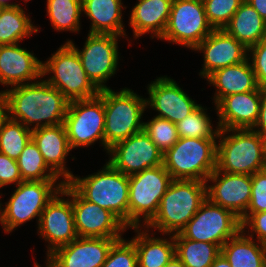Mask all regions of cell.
<instances>
[{
  "label": "cell",
  "mask_w": 266,
  "mask_h": 267,
  "mask_svg": "<svg viewBox=\"0 0 266 267\" xmlns=\"http://www.w3.org/2000/svg\"><path fill=\"white\" fill-rule=\"evenodd\" d=\"M122 0H82V10L91 20L89 33L127 36L123 25Z\"/></svg>",
  "instance_id": "26"
},
{
  "label": "cell",
  "mask_w": 266,
  "mask_h": 267,
  "mask_svg": "<svg viewBox=\"0 0 266 267\" xmlns=\"http://www.w3.org/2000/svg\"><path fill=\"white\" fill-rule=\"evenodd\" d=\"M207 20L213 29H223L244 0H202Z\"/></svg>",
  "instance_id": "37"
},
{
  "label": "cell",
  "mask_w": 266,
  "mask_h": 267,
  "mask_svg": "<svg viewBox=\"0 0 266 267\" xmlns=\"http://www.w3.org/2000/svg\"><path fill=\"white\" fill-rule=\"evenodd\" d=\"M63 196L67 197V199L63 198ZM37 228L38 235L49 243L47 245V256L55 249L69 244L78 237L72 200L62 189L47 203Z\"/></svg>",
  "instance_id": "16"
},
{
  "label": "cell",
  "mask_w": 266,
  "mask_h": 267,
  "mask_svg": "<svg viewBox=\"0 0 266 267\" xmlns=\"http://www.w3.org/2000/svg\"><path fill=\"white\" fill-rule=\"evenodd\" d=\"M206 199V182L173 179L160 200L156 215L144 228H153L162 235L179 233Z\"/></svg>",
  "instance_id": "2"
},
{
  "label": "cell",
  "mask_w": 266,
  "mask_h": 267,
  "mask_svg": "<svg viewBox=\"0 0 266 267\" xmlns=\"http://www.w3.org/2000/svg\"><path fill=\"white\" fill-rule=\"evenodd\" d=\"M173 239L175 255L186 267H210L221 253L216 244L186 239L180 233L173 234Z\"/></svg>",
  "instance_id": "31"
},
{
  "label": "cell",
  "mask_w": 266,
  "mask_h": 267,
  "mask_svg": "<svg viewBox=\"0 0 266 267\" xmlns=\"http://www.w3.org/2000/svg\"><path fill=\"white\" fill-rule=\"evenodd\" d=\"M42 62L18 43L0 45V83L14 87L35 82L42 77Z\"/></svg>",
  "instance_id": "22"
},
{
  "label": "cell",
  "mask_w": 266,
  "mask_h": 267,
  "mask_svg": "<svg viewBox=\"0 0 266 267\" xmlns=\"http://www.w3.org/2000/svg\"><path fill=\"white\" fill-rule=\"evenodd\" d=\"M261 92L255 91L232 94L222 98L215 110L219 117L217 127L220 129H253L260 112Z\"/></svg>",
  "instance_id": "21"
},
{
  "label": "cell",
  "mask_w": 266,
  "mask_h": 267,
  "mask_svg": "<svg viewBox=\"0 0 266 267\" xmlns=\"http://www.w3.org/2000/svg\"><path fill=\"white\" fill-rule=\"evenodd\" d=\"M206 80L215 86L217 91L215 97L213 96L214 105L226 96L251 92L259 88L248 58L239 64L216 70Z\"/></svg>",
  "instance_id": "25"
},
{
  "label": "cell",
  "mask_w": 266,
  "mask_h": 267,
  "mask_svg": "<svg viewBox=\"0 0 266 267\" xmlns=\"http://www.w3.org/2000/svg\"><path fill=\"white\" fill-rule=\"evenodd\" d=\"M101 267H138L134 243L123 238L117 240Z\"/></svg>",
  "instance_id": "38"
},
{
  "label": "cell",
  "mask_w": 266,
  "mask_h": 267,
  "mask_svg": "<svg viewBox=\"0 0 266 267\" xmlns=\"http://www.w3.org/2000/svg\"><path fill=\"white\" fill-rule=\"evenodd\" d=\"M217 140L203 138H179L175 145L163 154V166L172 179H206L216 169Z\"/></svg>",
  "instance_id": "6"
},
{
  "label": "cell",
  "mask_w": 266,
  "mask_h": 267,
  "mask_svg": "<svg viewBox=\"0 0 266 267\" xmlns=\"http://www.w3.org/2000/svg\"><path fill=\"white\" fill-rule=\"evenodd\" d=\"M212 185H208V182ZM252 176L226 173L215 169L206 179L207 199L218 206L231 210L241 218L251 199Z\"/></svg>",
  "instance_id": "17"
},
{
  "label": "cell",
  "mask_w": 266,
  "mask_h": 267,
  "mask_svg": "<svg viewBox=\"0 0 266 267\" xmlns=\"http://www.w3.org/2000/svg\"><path fill=\"white\" fill-rule=\"evenodd\" d=\"M210 267H231V265L220 253V255L214 260L213 264Z\"/></svg>",
  "instance_id": "46"
},
{
  "label": "cell",
  "mask_w": 266,
  "mask_h": 267,
  "mask_svg": "<svg viewBox=\"0 0 266 267\" xmlns=\"http://www.w3.org/2000/svg\"><path fill=\"white\" fill-rule=\"evenodd\" d=\"M108 155V162L127 176L163 165V153L145 131L115 143L109 148Z\"/></svg>",
  "instance_id": "15"
},
{
  "label": "cell",
  "mask_w": 266,
  "mask_h": 267,
  "mask_svg": "<svg viewBox=\"0 0 266 267\" xmlns=\"http://www.w3.org/2000/svg\"><path fill=\"white\" fill-rule=\"evenodd\" d=\"M10 88L2 91L8 103L9 119L31 130L63 124L69 100L42 77L40 81Z\"/></svg>",
  "instance_id": "1"
},
{
  "label": "cell",
  "mask_w": 266,
  "mask_h": 267,
  "mask_svg": "<svg viewBox=\"0 0 266 267\" xmlns=\"http://www.w3.org/2000/svg\"><path fill=\"white\" fill-rule=\"evenodd\" d=\"M59 181H23L16 185L17 188L9 201L5 202V207H2L0 202V223L5 233H11L15 228L35 218L39 224L47 203L64 184L63 181Z\"/></svg>",
  "instance_id": "7"
},
{
  "label": "cell",
  "mask_w": 266,
  "mask_h": 267,
  "mask_svg": "<svg viewBox=\"0 0 266 267\" xmlns=\"http://www.w3.org/2000/svg\"><path fill=\"white\" fill-rule=\"evenodd\" d=\"M23 181L60 179L45 163L38 146L31 139L16 160Z\"/></svg>",
  "instance_id": "33"
},
{
  "label": "cell",
  "mask_w": 266,
  "mask_h": 267,
  "mask_svg": "<svg viewBox=\"0 0 266 267\" xmlns=\"http://www.w3.org/2000/svg\"><path fill=\"white\" fill-rule=\"evenodd\" d=\"M47 14L56 31L78 32L82 0H47Z\"/></svg>",
  "instance_id": "32"
},
{
  "label": "cell",
  "mask_w": 266,
  "mask_h": 267,
  "mask_svg": "<svg viewBox=\"0 0 266 267\" xmlns=\"http://www.w3.org/2000/svg\"><path fill=\"white\" fill-rule=\"evenodd\" d=\"M24 10L21 5L0 8V45L19 43L38 32Z\"/></svg>",
  "instance_id": "30"
},
{
  "label": "cell",
  "mask_w": 266,
  "mask_h": 267,
  "mask_svg": "<svg viewBox=\"0 0 266 267\" xmlns=\"http://www.w3.org/2000/svg\"><path fill=\"white\" fill-rule=\"evenodd\" d=\"M32 139V130L21 122L9 119L0 132V152L17 160Z\"/></svg>",
  "instance_id": "35"
},
{
  "label": "cell",
  "mask_w": 266,
  "mask_h": 267,
  "mask_svg": "<svg viewBox=\"0 0 266 267\" xmlns=\"http://www.w3.org/2000/svg\"><path fill=\"white\" fill-rule=\"evenodd\" d=\"M256 132L266 136V89L261 92V106L258 120L253 128Z\"/></svg>",
  "instance_id": "43"
},
{
  "label": "cell",
  "mask_w": 266,
  "mask_h": 267,
  "mask_svg": "<svg viewBox=\"0 0 266 267\" xmlns=\"http://www.w3.org/2000/svg\"><path fill=\"white\" fill-rule=\"evenodd\" d=\"M104 102L105 127L104 149L109 151L115 143L143 131V113L146 110V98L123 88L115 92L110 88L102 89L98 95Z\"/></svg>",
  "instance_id": "5"
},
{
  "label": "cell",
  "mask_w": 266,
  "mask_h": 267,
  "mask_svg": "<svg viewBox=\"0 0 266 267\" xmlns=\"http://www.w3.org/2000/svg\"><path fill=\"white\" fill-rule=\"evenodd\" d=\"M10 1V0H9ZM9 1L8 0H0V7L1 8H5V7H15V6H19V5H21V4H17V3H9Z\"/></svg>",
  "instance_id": "48"
},
{
  "label": "cell",
  "mask_w": 266,
  "mask_h": 267,
  "mask_svg": "<svg viewBox=\"0 0 266 267\" xmlns=\"http://www.w3.org/2000/svg\"><path fill=\"white\" fill-rule=\"evenodd\" d=\"M61 189L72 200L78 237L123 238L128 228L112 212L85 200L68 182Z\"/></svg>",
  "instance_id": "14"
},
{
  "label": "cell",
  "mask_w": 266,
  "mask_h": 267,
  "mask_svg": "<svg viewBox=\"0 0 266 267\" xmlns=\"http://www.w3.org/2000/svg\"><path fill=\"white\" fill-rule=\"evenodd\" d=\"M213 30L202 0H173L168 23L160 39L193 50Z\"/></svg>",
  "instance_id": "10"
},
{
  "label": "cell",
  "mask_w": 266,
  "mask_h": 267,
  "mask_svg": "<svg viewBox=\"0 0 266 267\" xmlns=\"http://www.w3.org/2000/svg\"><path fill=\"white\" fill-rule=\"evenodd\" d=\"M266 211V171L252 175L251 199L246 213L240 218L241 224L252 214Z\"/></svg>",
  "instance_id": "39"
},
{
  "label": "cell",
  "mask_w": 266,
  "mask_h": 267,
  "mask_svg": "<svg viewBox=\"0 0 266 267\" xmlns=\"http://www.w3.org/2000/svg\"><path fill=\"white\" fill-rule=\"evenodd\" d=\"M130 229L137 233L130 240L135 245L138 267H165L175 256V242L172 234L165 239L150 237L149 229L143 231L140 227H130Z\"/></svg>",
  "instance_id": "27"
},
{
  "label": "cell",
  "mask_w": 266,
  "mask_h": 267,
  "mask_svg": "<svg viewBox=\"0 0 266 267\" xmlns=\"http://www.w3.org/2000/svg\"><path fill=\"white\" fill-rule=\"evenodd\" d=\"M128 179V228L145 227L156 215L160 200L173 179L163 165L145 169Z\"/></svg>",
  "instance_id": "9"
},
{
  "label": "cell",
  "mask_w": 266,
  "mask_h": 267,
  "mask_svg": "<svg viewBox=\"0 0 266 267\" xmlns=\"http://www.w3.org/2000/svg\"><path fill=\"white\" fill-rule=\"evenodd\" d=\"M266 21V0H246Z\"/></svg>",
  "instance_id": "45"
},
{
  "label": "cell",
  "mask_w": 266,
  "mask_h": 267,
  "mask_svg": "<svg viewBox=\"0 0 266 267\" xmlns=\"http://www.w3.org/2000/svg\"><path fill=\"white\" fill-rule=\"evenodd\" d=\"M218 139L217 170L252 176L264 169L266 136L253 129H220Z\"/></svg>",
  "instance_id": "3"
},
{
  "label": "cell",
  "mask_w": 266,
  "mask_h": 267,
  "mask_svg": "<svg viewBox=\"0 0 266 267\" xmlns=\"http://www.w3.org/2000/svg\"><path fill=\"white\" fill-rule=\"evenodd\" d=\"M193 50L204 53L199 75L205 79L216 70L239 64L248 57V48L224 29H214Z\"/></svg>",
  "instance_id": "20"
},
{
  "label": "cell",
  "mask_w": 266,
  "mask_h": 267,
  "mask_svg": "<svg viewBox=\"0 0 266 267\" xmlns=\"http://www.w3.org/2000/svg\"><path fill=\"white\" fill-rule=\"evenodd\" d=\"M32 140L38 146L47 166L59 178L63 177V182H68L74 175L65 166L66 158L72 149L64 124L34 129L32 130Z\"/></svg>",
  "instance_id": "23"
},
{
  "label": "cell",
  "mask_w": 266,
  "mask_h": 267,
  "mask_svg": "<svg viewBox=\"0 0 266 267\" xmlns=\"http://www.w3.org/2000/svg\"><path fill=\"white\" fill-rule=\"evenodd\" d=\"M147 87L149 98H146V106L157 111V117L175 124L200 106L170 77H157Z\"/></svg>",
  "instance_id": "18"
},
{
  "label": "cell",
  "mask_w": 266,
  "mask_h": 267,
  "mask_svg": "<svg viewBox=\"0 0 266 267\" xmlns=\"http://www.w3.org/2000/svg\"><path fill=\"white\" fill-rule=\"evenodd\" d=\"M241 228L240 218L231 210L206 199L179 233L186 239L209 242L221 248Z\"/></svg>",
  "instance_id": "12"
},
{
  "label": "cell",
  "mask_w": 266,
  "mask_h": 267,
  "mask_svg": "<svg viewBox=\"0 0 266 267\" xmlns=\"http://www.w3.org/2000/svg\"><path fill=\"white\" fill-rule=\"evenodd\" d=\"M71 149L87 147L99 140L104 147V102L96 96L69 101L63 122Z\"/></svg>",
  "instance_id": "11"
},
{
  "label": "cell",
  "mask_w": 266,
  "mask_h": 267,
  "mask_svg": "<svg viewBox=\"0 0 266 267\" xmlns=\"http://www.w3.org/2000/svg\"><path fill=\"white\" fill-rule=\"evenodd\" d=\"M201 105L185 119L176 123L178 138L218 139L219 128L213 129L210 116Z\"/></svg>",
  "instance_id": "34"
},
{
  "label": "cell",
  "mask_w": 266,
  "mask_h": 267,
  "mask_svg": "<svg viewBox=\"0 0 266 267\" xmlns=\"http://www.w3.org/2000/svg\"><path fill=\"white\" fill-rule=\"evenodd\" d=\"M143 131L149 136L161 153H165L178 141L176 124L157 116L144 122Z\"/></svg>",
  "instance_id": "36"
},
{
  "label": "cell",
  "mask_w": 266,
  "mask_h": 267,
  "mask_svg": "<svg viewBox=\"0 0 266 267\" xmlns=\"http://www.w3.org/2000/svg\"><path fill=\"white\" fill-rule=\"evenodd\" d=\"M247 58L251 63L259 88L266 89V38L248 48Z\"/></svg>",
  "instance_id": "40"
},
{
  "label": "cell",
  "mask_w": 266,
  "mask_h": 267,
  "mask_svg": "<svg viewBox=\"0 0 266 267\" xmlns=\"http://www.w3.org/2000/svg\"><path fill=\"white\" fill-rule=\"evenodd\" d=\"M165 267H186L175 255Z\"/></svg>",
  "instance_id": "47"
},
{
  "label": "cell",
  "mask_w": 266,
  "mask_h": 267,
  "mask_svg": "<svg viewBox=\"0 0 266 267\" xmlns=\"http://www.w3.org/2000/svg\"><path fill=\"white\" fill-rule=\"evenodd\" d=\"M46 264H45V267H52L50 264H49V262L46 260V262H45ZM34 267H42V266H40L37 262H35L34 261Z\"/></svg>",
  "instance_id": "49"
},
{
  "label": "cell",
  "mask_w": 266,
  "mask_h": 267,
  "mask_svg": "<svg viewBox=\"0 0 266 267\" xmlns=\"http://www.w3.org/2000/svg\"><path fill=\"white\" fill-rule=\"evenodd\" d=\"M130 14L129 26L134 38L146 33L160 39L166 29L173 0H137ZM155 35V36H154Z\"/></svg>",
  "instance_id": "24"
},
{
  "label": "cell",
  "mask_w": 266,
  "mask_h": 267,
  "mask_svg": "<svg viewBox=\"0 0 266 267\" xmlns=\"http://www.w3.org/2000/svg\"><path fill=\"white\" fill-rule=\"evenodd\" d=\"M23 182L17 161L0 152V189L10 185H18Z\"/></svg>",
  "instance_id": "41"
},
{
  "label": "cell",
  "mask_w": 266,
  "mask_h": 267,
  "mask_svg": "<svg viewBox=\"0 0 266 267\" xmlns=\"http://www.w3.org/2000/svg\"><path fill=\"white\" fill-rule=\"evenodd\" d=\"M68 183L88 202L112 212L128 228V176L108 161L98 172L84 178L73 176Z\"/></svg>",
  "instance_id": "4"
},
{
  "label": "cell",
  "mask_w": 266,
  "mask_h": 267,
  "mask_svg": "<svg viewBox=\"0 0 266 267\" xmlns=\"http://www.w3.org/2000/svg\"><path fill=\"white\" fill-rule=\"evenodd\" d=\"M9 120V109L5 95L0 91V132L4 124Z\"/></svg>",
  "instance_id": "44"
},
{
  "label": "cell",
  "mask_w": 266,
  "mask_h": 267,
  "mask_svg": "<svg viewBox=\"0 0 266 267\" xmlns=\"http://www.w3.org/2000/svg\"><path fill=\"white\" fill-rule=\"evenodd\" d=\"M221 254L231 267H266V245L242 229L222 245Z\"/></svg>",
  "instance_id": "29"
},
{
  "label": "cell",
  "mask_w": 266,
  "mask_h": 267,
  "mask_svg": "<svg viewBox=\"0 0 266 267\" xmlns=\"http://www.w3.org/2000/svg\"><path fill=\"white\" fill-rule=\"evenodd\" d=\"M119 37L121 36L88 33L82 51L72 40L66 41L76 50L87 77L99 90L110 88L105 83L116 73Z\"/></svg>",
  "instance_id": "13"
},
{
  "label": "cell",
  "mask_w": 266,
  "mask_h": 267,
  "mask_svg": "<svg viewBox=\"0 0 266 267\" xmlns=\"http://www.w3.org/2000/svg\"><path fill=\"white\" fill-rule=\"evenodd\" d=\"M117 238L77 237L47 256L52 267H101Z\"/></svg>",
  "instance_id": "19"
},
{
  "label": "cell",
  "mask_w": 266,
  "mask_h": 267,
  "mask_svg": "<svg viewBox=\"0 0 266 267\" xmlns=\"http://www.w3.org/2000/svg\"><path fill=\"white\" fill-rule=\"evenodd\" d=\"M58 89L69 101L90 99L99 95L100 90L91 82L82 67L76 50L65 42L61 47L42 62V77Z\"/></svg>",
  "instance_id": "8"
},
{
  "label": "cell",
  "mask_w": 266,
  "mask_h": 267,
  "mask_svg": "<svg viewBox=\"0 0 266 267\" xmlns=\"http://www.w3.org/2000/svg\"><path fill=\"white\" fill-rule=\"evenodd\" d=\"M241 227H242L241 229L244 232H248L247 235L249 237L254 238V234H256L255 237H257V239L255 240L266 245V211L259 213H252L241 224ZM245 229H248V231Z\"/></svg>",
  "instance_id": "42"
},
{
  "label": "cell",
  "mask_w": 266,
  "mask_h": 267,
  "mask_svg": "<svg viewBox=\"0 0 266 267\" xmlns=\"http://www.w3.org/2000/svg\"><path fill=\"white\" fill-rule=\"evenodd\" d=\"M223 29L246 48L266 38V21L246 0Z\"/></svg>",
  "instance_id": "28"
}]
</instances>
